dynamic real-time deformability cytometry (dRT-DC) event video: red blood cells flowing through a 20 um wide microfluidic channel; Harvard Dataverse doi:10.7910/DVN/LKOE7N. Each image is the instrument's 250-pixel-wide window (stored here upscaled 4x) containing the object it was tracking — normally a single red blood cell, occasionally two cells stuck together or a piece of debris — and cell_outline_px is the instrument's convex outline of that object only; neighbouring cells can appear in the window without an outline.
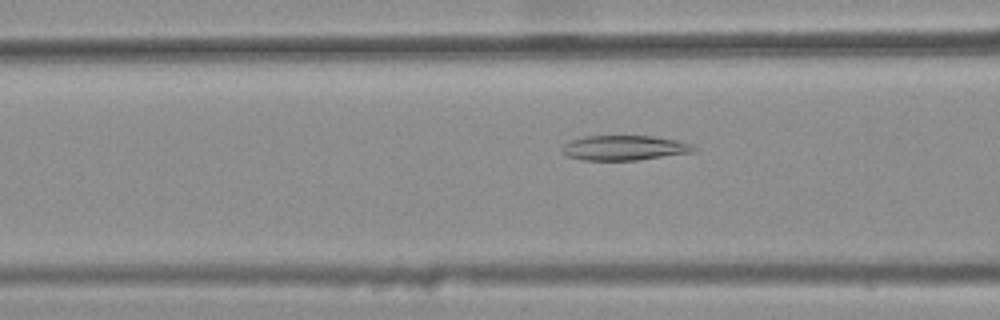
{"species": "common noctule bat (a hibernating species)", "species_latin": "Nyctalus noctula", "temperature_condition": "warm", "stored_images_in_passage": 31, "camera_frame_rate_fps": 3000, "um_per_image_px": 0.085, "animal": {"sex": "female", "body_mass_g": 25.1}, "frame": {"image": 1, "passage_image": 8, "time_ms": 2.333, "image_size_px": [1000, 320], "cell_outline_px": [[696, 152], [636, 160], [580, 160], [568, 156], [560, 152], [560, 148], [568, 140], [584, 136], [652, 136], [676, 140], [692, 144], [696, 148]], "centroid_in_image_um": [53.02, 12.57], "position_along_channel_um": 113.6, "area_um2": 19.31}}
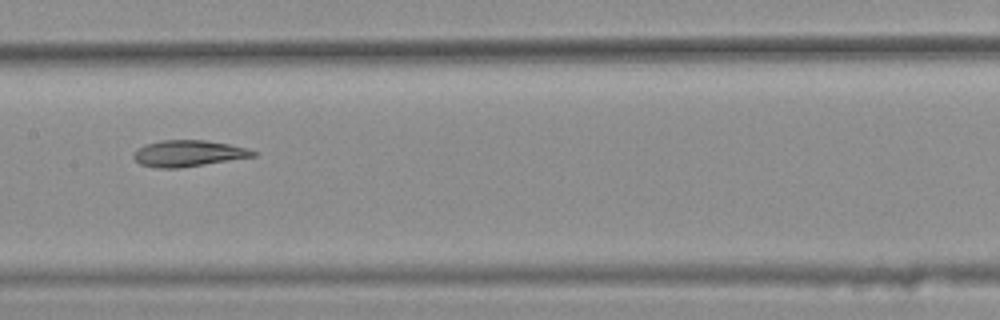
{"frame": {"image": 2, "passage_image": 14, "time_ms": 4.333, "image_size_px": [1000, 320], "cell_outline_px": [[260, 152], [256, 156], [180, 168], [156, 168], [140, 164], [132, 156], [136, 148], [144, 144], [160, 140], [204, 140], [228, 144], [248, 148]], "centroid_in_image_um": [16.0, 13.03], "position_along_channel_um": 191.4, "area_um2": 18.5}}
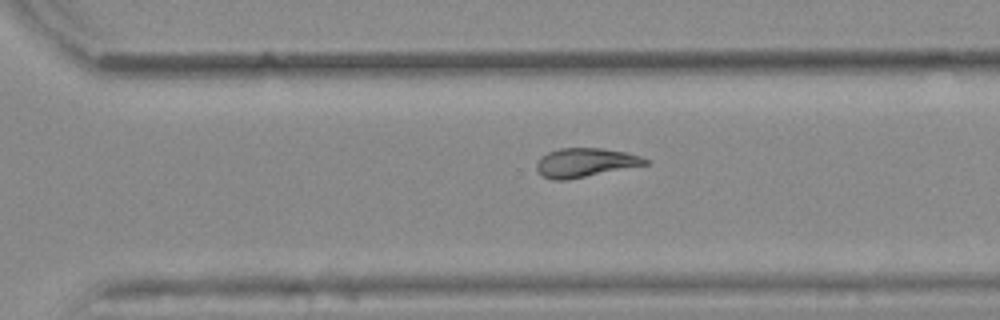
{"frame": {"image": 3, "passage_image": 24, "time_ms": 7.667, "image_size_px": [1000, 320], "cell_outline_px": [[648, 164], [568, 180], [552, 180], [544, 176], [536, 168], [536, 164], [540, 156], [548, 152], [560, 148], [600, 148], [624, 152], [640, 156], [648, 160]], "centroid_in_image_um": [49.71, 13.82], "position_along_channel_um": 320.9, "area_um2": 18.21}, "authors_computed_cell_mechanics": {"area_um2": 18.3226, "velocity_mm_per_s": 3.8935, "shape_relaxation_time_tau1_ms": null, "shape_relaxation_time_tau2_ms": 4.9522, "deformation_change_tau1": null, "deformation_change_tau2": 0.1207}}